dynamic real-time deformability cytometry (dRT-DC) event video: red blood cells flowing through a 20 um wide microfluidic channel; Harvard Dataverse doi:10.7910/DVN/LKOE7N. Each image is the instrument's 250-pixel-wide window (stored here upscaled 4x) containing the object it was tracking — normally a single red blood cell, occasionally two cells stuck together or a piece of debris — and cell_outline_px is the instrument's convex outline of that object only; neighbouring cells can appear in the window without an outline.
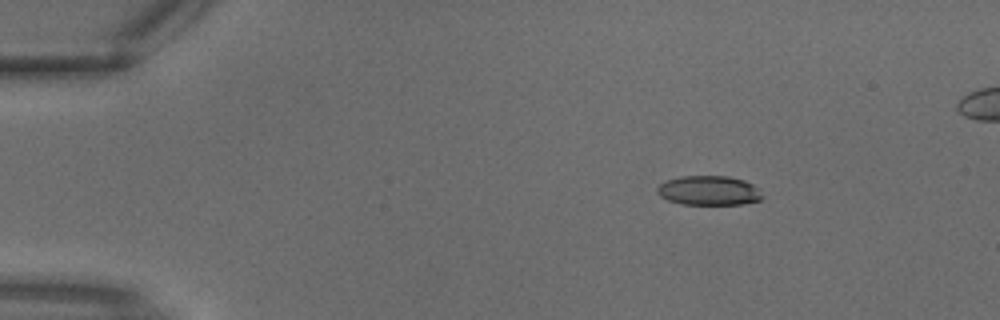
{"species": "common noctule bat (a hibernating species)", "species_latin": "Nyctalus noctula", "temperature_condition": "warm", "stored_images_in_passage": 4, "camera_frame_rate_fps": 3000, "um_per_image_px": 0.085, "animal": {"sex": "male", "body_mass_g": 18.8}, "frame": {"image": 1, "passage_image": 2, "time_ms": 0.333, "image_size_px": [1000, 320], "cell_outline_px": [[764, 196], [760, 200], [740, 204], [680, 204], [668, 200], [660, 196], [656, 192], [656, 188], [660, 184], [668, 180], [680, 176], [728, 176], [744, 180], [752, 184]], "centroid_in_image_um": [60.23, 16.19], "position_along_channel_um": 24.8, "area_um2": 17.98}}